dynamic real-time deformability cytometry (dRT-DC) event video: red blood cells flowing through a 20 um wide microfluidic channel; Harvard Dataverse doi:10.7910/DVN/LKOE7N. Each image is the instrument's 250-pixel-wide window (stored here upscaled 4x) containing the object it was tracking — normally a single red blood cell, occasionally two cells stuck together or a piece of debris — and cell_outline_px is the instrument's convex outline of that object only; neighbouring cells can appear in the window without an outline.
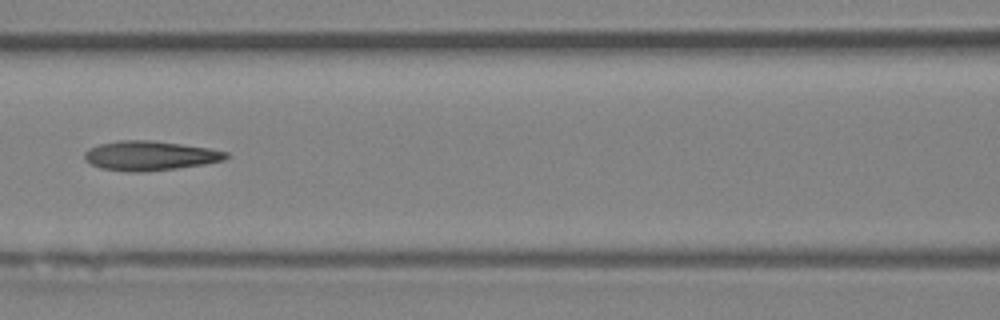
{"species": "Egyptian fruit bat (a non-hibernating species)", "species_latin": "Rousettus aegyptiacus", "temperature_condition": "room temperature", "stored_images_in_passage": 6, "camera_frame_rate_fps": 3000, "um_per_image_px": 0.085, "animal": {"sex": "female"}, "frame": {"image": 1, "passage_image": 6, "time_ms": 5.667, "image_size_px": [1000, 320], "cell_outline_px": [[228, 156], [224, 160], [204, 164], [176, 168], [144, 172], [128, 172], [100, 168], [84, 160], [84, 152], [88, 148], [100, 144], [120, 140], [152, 140], [208, 148], [228, 152]], "centroid_in_image_um": [12.7, 13.24], "position_along_channel_um": 153.9, "area_um2": 24.28}}